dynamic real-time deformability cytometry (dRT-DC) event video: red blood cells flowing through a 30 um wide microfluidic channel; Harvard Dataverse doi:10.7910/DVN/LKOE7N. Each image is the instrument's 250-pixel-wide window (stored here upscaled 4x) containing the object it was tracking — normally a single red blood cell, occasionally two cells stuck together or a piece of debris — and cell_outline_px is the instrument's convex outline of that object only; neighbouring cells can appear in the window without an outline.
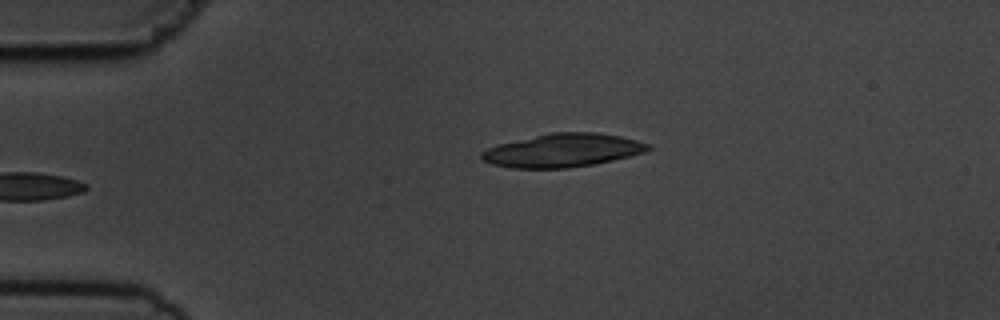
{"species": "common noctule bat (a hibernating species)", "species_latin": "Nyctalus noctula", "temperature_condition": "cold", "stored_images_in_passage": 6, "camera_frame_rate_fps": 3000, "um_per_image_px": 0.085, "animal": {"sex": "male", "body_mass_g": 19.5, "forearm_length_mm": 54.6}, "frame": {"image": 1, "passage_image": 6, "time_ms": 6.0, "image_size_px": [1000, 320], "cell_outline_px": [[652, 148], [644, 152], [612, 160], [592, 164], [568, 168], [512, 168], [492, 164], [484, 160], [480, 156], [480, 152], [488, 148], [500, 144], [552, 132], [596, 132], [620, 136], [636, 140], [648, 144]], "centroid_in_image_um": [47.83, 12.78], "position_along_channel_um": 37.2, "area_um2": 31.96}}